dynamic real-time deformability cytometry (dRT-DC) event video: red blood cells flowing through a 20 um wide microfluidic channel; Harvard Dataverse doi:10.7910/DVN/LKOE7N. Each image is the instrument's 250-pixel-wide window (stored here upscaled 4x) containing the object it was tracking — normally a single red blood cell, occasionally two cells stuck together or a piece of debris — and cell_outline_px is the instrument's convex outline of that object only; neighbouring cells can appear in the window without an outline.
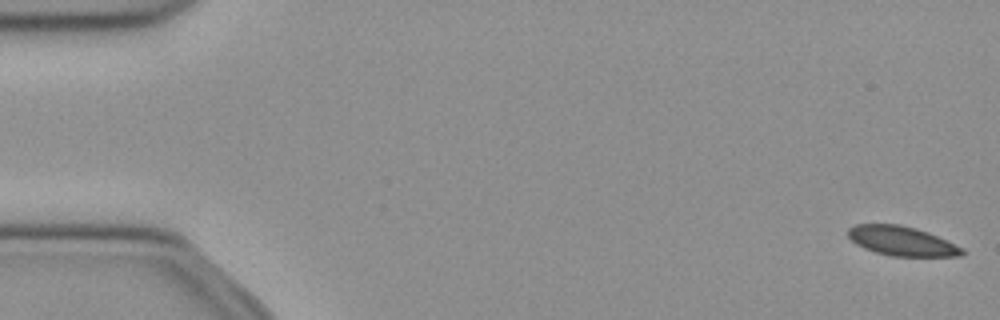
{"species": "common noctule bat (a hibernating species)", "species_latin": "Nyctalus noctula", "temperature_condition": "cold", "stored_images_in_passage": 52, "camera_frame_rate_fps": 3000, "um_per_image_px": 0.085, "animal": {"sex": "female", "body_mass_g": 21.9}, "frame": {"image": 1, "passage_image": 1, "time_ms": 0.0, "image_size_px": [1000, 320], "cell_outline_px": [[964, 252], [960, 256], [892, 256], [876, 252], [864, 248], [856, 244], [848, 236], [848, 228], [856, 224], [900, 224], [916, 228], [928, 232], [964, 248]], "centroid_in_image_um": [76.64, 20.48], "position_along_channel_um": 8.4, "area_um2": 19.48}}
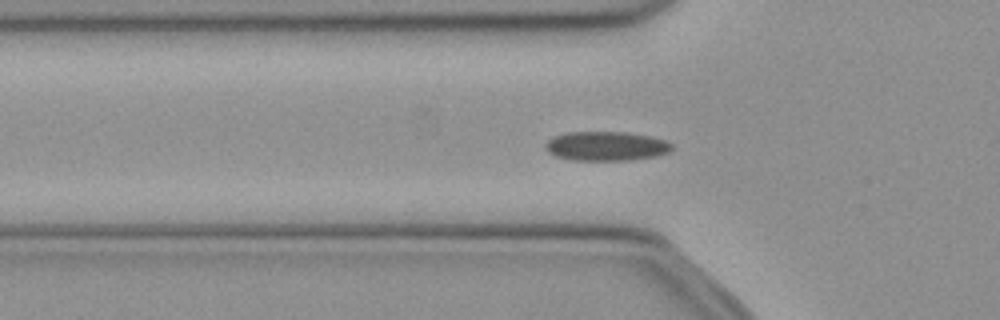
{"frame": {"image": 2, "passage_image": 17, "time_ms": 5.333, "image_size_px": [1000, 320], "cell_outline_px": [[672, 148], [668, 152], [656, 156], [632, 160], [572, 160], [556, 156], [548, 152], [544, 148], [544, 144], [552, 136], [568, 132], [628, 132], [652, 136], [664, 140], [672, 144]], "centroid_in_image_um": [51.5, 12.41], "position_along_channel_um": 74.3, "area_um2": 21.73}}
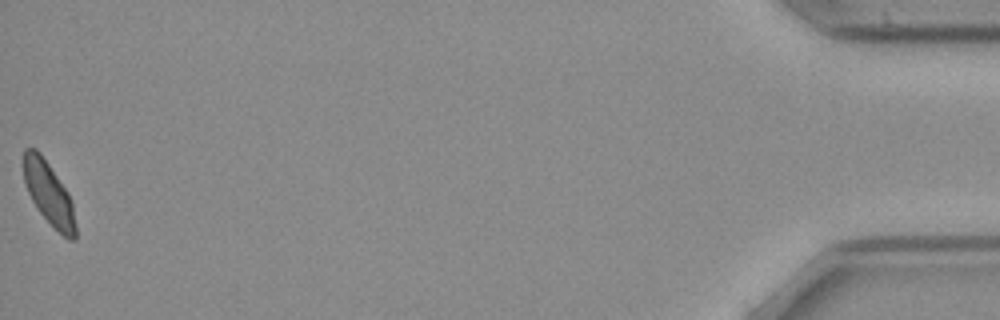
{"frame": {"image": 3, "passage_image": 52, "time_ms": 17.0, "image_size_px": [1000, 320], "cell_outline_px": [[76, 240], [68, 240], [40, 212], [32, 200], [24, 184], [24, 148], [36, 148], [40, 152], [68, 192], [72, 204], [76, 224]], "centroid_in_image_um": [4.15, 16.43], "position_along_channel_um": 431.0, "area_um2": 18.73}, "authors_computed_cell_mechanics": {"area_um2": 20.7502, "velocity_mm_per_s": 3.9411, "shape_relaxation_time_tau1_ms": 7.8251, "shape_relaxation_time_tau2_ms": null, "deformation_change_tau1": 0.1073, "deformation_change_tau2": null}}